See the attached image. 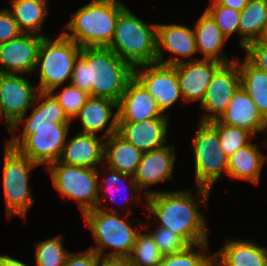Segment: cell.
Listing matches in <instances>:
<instances>
[{"mask_svg":"<svg viewBox=\"0 0 267 266\" xmlns=\"http://www.w3.org/2000/svg\"><path fill=\"white\" fill-rule=\"evenodd\" d=\"M162 48L174 55L164 60ZM195 53L197 44L193 29L179 24H157V63L176 65L185 61L183 57L195 61Z\"/></svg>","mask_w":267,"mask_h":266,"instance_id":"15","label":"cell"},{"mask_svg":"<svg viewBox=\"0 0 267 266\" xmlns=\"http://www.w3.org/2000/svg\"><path fill=\"white\" fill-rule=\"evenodd\" d=\"M38 93V88L21 74L0 73V113L9 131L20 117L26 116Z\"/></svg>","mask_w":267,"mask_h":266,"instance_id":"13","label":"cell"},{"mask_svg":"<svg viewBox=\"0 0 267 266\" xmlns=\"http://www.w3.org/2000/svg\"><path fill=\"white\" fill-rule=\"evenodd\" d=\"M5 145L2 184L7 217L12 218L18 215L25 218L28 209L35 201L31 194V187H29V173L39 165L16 149Z\"/></svg>","mask_w":267,"mask_h":266,"instance_id":"9","label":"cell"},{"mask_svg":"<svg viewBox=\"0 0 267 266\" xmlns=\"http://www.w3.org/2000/svg\"><path fill=\"white\" fill-rule=\"evenodd\" d=\"M45 35L22 33L0 44V73L24 74L35 71L39 48Z\"/></svg>","mask_w":267,"mask_h":266,"instance_id":"14","label":"cell"},{"mask_svg":"<svg viewBox=\"0 0 267 266\" xmlns=\"http://www.w3.org/2000/svg\"><path fill=\"white\" fill-rule=\"evenodd\" d=\"M98 266H130L127 259L101 258Z\"/></svg>","mask_w":267,"mask_h":266,"instance_id":"43","label":"cell"},{"mask_svg":"<svg viewBox=\"0 0 267 266\" xmlns=\"http://www.w3.org/2000/svg\"><path fill=\"white\" fill-rule=\"evenodd\" d=\"M133 76L155 99L163 114L177 102V99L183 100L175 65L160 63L140 65L133 68Z\"/></svg>","mask_w":267,"mask_h":266,"instance_id":"11","label":"cell"},{"mask_svg":"<svg viewBox=\"0 0 267 266\" xmlns=\"http://www.w3.org/2000/svg\"><path fill=\"white\" fill-rule=\"evenodd\" d=\"M168 116L142 122H118V133L142 153L159 149L167 144Z\"/></svg>","mask_w":267,"mask_h":266,"instance_id":"19","label":"cell"},{"mask_svg":"<svg viewBox=\"0 0 267 266\" xmlns=\"http://www.w3.org/2000/svg\"><path fill=\"white\" fill-rule=\"evenodd\" d=\"M240 13L239 44L245 49L260 38L267 25V0H249Z\"/></svg>","mask_w":267,"mask_h":266,"instance_id":"28","label":"cell"},{"mask_svg":"<svg viewBox=\"0 0 267 266\" xmlns=\"http://www.w3.org/2000/svg\"><path fill=\"white\" fill-rule=\"evenodd\" d=\"M208 123L217 131L221 148L228 157L248 145L254 137L252 133L245 129L225 125L217 119Z\"/></svg>","mask_w":267,"mask_h":266,"instance_id":"31","label":"cell"},{"mask_svg":"<svg viewBox=\"0 0 267 266\" xmlns=\"http://www.w3.org/2000/svg\"><path fill=\"white\" fill-rule=\"evenodd\" d=\"M11 12L23 33L39 34L45 16L48 15L47 0H11Z\"/></svg>","mask_w":267,"mask_h":266,"instance_id":"29","label":"cell"},{"mask_svg":"<svg viewBox=\"0 0 267 266\" xmlns=\"http://www.w3.org/2000/svg\"><path fill=\"white\" fill-rule=\"evenodd\" d=\"M194 246L195 248L198 247V251L196 250L194 252ZM208 246V242H201L187 246L178 253L165 255L162 258L160 266H214L213 255L204 253L208 249Z\"/></svg>","mask_w":267,"mask_h":266,"instance_id":"32","label":"cell"},{"mask_svg":"<svg viewBox=\"0 0 267 266\" xmlns=\"http://www.w3.org/2000/svg\"><path fill=\"white\" fill-rule=\"evenodd\" d=\"M0 266H29V265L11 256L0 255Z\"/></svg>","mask_w":267,"mask_h":266,"instance_id":"44","label":"cell"},{"mask_svg":"<svg viewBox=\"0 0 267 266\" xmlns=\"http://www.w3.org/2000/svg\"><path fill=\"white\" fill-rule=\"evenodd\" d=\"M245 57L257 68L267 72V46L258 41L251 42L245 48Z\"/></svg>","mask_w":267,"mask_h":266,"instance_id":"40","label":"cell"},{"mask_svg":"<svg viewBox=\"0 0 267 266\" xmlns=\"http://www.w3.org/2000/svg\"><path fill=\"white\" fill-rule=\"evenodd\" d=\"M22 33L8 8L0 10V44L15 39Z\"/></svg>","mask_w":267,"mask_h":266,"instance_id":"39","label":"cell"},{"mask_svg":"<svg viewBox=\"0 0 267 266\" xmlns=\"http://www.w3.org/2000/svg\"><path fill=\"white\" fill-rule=\"evenodd\" d=\"M214 266H267V248L250 240H227L213 254Z\"/></svg>","mask_w":267,"mask_h":266,"instance_id":"23","label":"cell"},{"mask_svg":"<svg viewBox=\"0 0 267 266\" xmlns=\"http://www.w3.org/2000/svg\"><path fill=\"white\" fill-rule=\"evenodd\" d=\"M52 184L63 197L75 200L82 215L102 205L98 191V173L101 168H84L56 161L47 166ZM99 171V172H98Z\"/></svg>","mask_w":267,"mask_h":266,"instance_id":"8","label":"cell"},{"mask_svg":"<svg viewBox=\"0 0 267 266\" xmlns=\"http://www.w3.org/2000/svg\"><path fill=\"white\" fill-rule=\"evenodd\" d=\"M117 114L118 122H142L164 115L155 99L134 76L117 102Z\"/></svg>","mask_w":267,"mask_h":266,"instance_id":"18","label":"cell"},{"mask_svg":"<svg viewBox=\"0 0 267 266\" xmlns=\"http://www.w3.org/2000/svg\"><path fill=\"white\" fill-rule=\"evenodd\" d=\"M215 1L221 6H226L241 12L243 8L248 4L249 0H215Z\"/></svg>","mask_w":267,"mask_h":266,"instance_id":"42","label":"cell"},{"mask_svg":"<svg viewBox=\"0 0 267 266\" xmlns=\"http://www.w3.org/2000/svg\"><path fill=\"white\" fill-rule=\"evenodd\" d=\"M163 255L150 233L139 231L135 244L126 258L130 266H160Z\"/></svg>","mask_w":267,"mask_h":266,"instance_id":"30","label":"cell"},{"mask_svg":"<svg viewBox=\"0 0 267 266\" xmlns=\"http://www.w3.org/2000/svg\"><path fill=\"white\" fill-rule=\"evenodd\" d=\"M217 120L225 125L245 129L253 135L267 128V121L258 112L252 98L241 86L234 93L226 111Z\"/></svg>","mask_w":267,"mask_h":266,"instance_id":"21","label":"cell"},{"mask_svg":"<svg viewBox=\"0 0 267 266\" xmlns=\"http://www.w3.org/2000/svg\"><path fill=\"white\" fill-rule=\"evenodd\" d=\"M163 256L178 253L188 245L170 229L157 226L152 232L149 231Z\"/></svg>","mask_w":267,"mask_h":266,"instance_id":"37","label":"cell"},{"mask_svg":"<svg viewBox=\"0 0 267 266\" xmlns=\"http://www.w3.org/2000/svg\"><path fill=\"white\" fill-rule=\"evenodd\" d=\"M215 60L198 59L176 64V73L183 101L203 100L214 73L222 66Z\"/></svg>","mask_w":267,"mask_h":266,"instance_id":"16","label":"cell"},{"mask_svg":"<svg viewBox=\"0 0 267 266\" xmlns=\"http://www.w3.org/2000/svg\"><path fill=\"white\" fill-rule=\"evenodd\" d=\"M101 257L88 249L81 253H69L64 266H98Z\"/></svg>","mask_w":267,"mask_h":266,"instance_id":"41","label":"cell"},{"mask_svg":"<svg viewBox=\"0 0 267 266\" xmlns=\"http://www.w3.org/2000/svg\"><path fill=\"white\" fill-rule=\"evenodd\" d=\"M132 77L133 68L108 47H84L70 83L92 97L118 102Z\"/></svg>","mask_w":267,"mask_h":266,"instance_id":"1","label":"cell"},{"mask_svg":"<svg viewBox=\"0 0 267 266\" xmlns=\"http://www.w3.org/2000/svg\"><path fill=\"white\" fill-rule=\"evenodd\" d=\"M62 91L53 96L63 108L67 117L72 121L79 113L82 106L90 97L89 93L69 83Z\"/></svg>","mask_w":267,"mask_h":266,"instance_id":"36","label":"cell"},{"mask_svg":"<svg viewBox=\"0 0 267 266\" xmlns=\"http://www.w3.org/2000/svg\"><path fill=\"white\" fill-rule=\"evenodd\" d=\"M241 86L238 63L223 64L213 75L200 106L207 113L201 116L200 122H210L223 114Z\"/></svg>","mask_w":267,"mask_h":266,"instance_id":"12","label":"cell"},{"mask_svg":"<svg viewBox=\"0 0 267 266\" xmlns=\"http://www.w3.org/2000/svg\"><path fill=\"white\" fill-rule=\"evenodd\" d=\"M32 107L34 109L29 117H20L10 128L11 134H14L20 123L26 120L20 136L12 137L6 144L36 164L48 166L59 161L71 123H52L44 118L42 91H39Z\"/></svg>","mask_w":267,"mask_h":266,"instance_id":"3","label":"cell"},{"mask_svg":"<svg viewBox=\"0 0 267 266\" xmlns=\"http://www.w3.org/2000/svg\"><path fill=\"white\" fill-rule=\"evenodd\" d=\"M197 52L203 53L205 60H215L222 64L235 61L237 57L233 56L231 60L220 54L227 38L216 25L215 21L204 11L199 17L194 27ZM225 56V57H224Z\"/></svg>","mask_w":267,"mask_h":266,"instance_id":"24","label":"cell"},{"mask_svg":"<svg viewBox=\"0 0 267 266\" xmlns=\"http://www.w3.org/2000/svg\"><path fill=\"white\" fill-rule=\"evenodd\" d=\"M62 243V235L38 242L35 246L36 266H64L70 252L63 248Z\"/></svg>","mask_w":267,"mask_h":266,"instance_id":"33","label":"cell"},{"mask_svg":"<svg viewBox=\"0 0 267 266\" xmlns=\"http://www.w3.org/2000/svg\"><path fill=\"white\" fill-rule=\"evenodd\" d=\"M193 153L197 187L212 190L222 173L227 175L228 156L221 148L217 131L208 122H198Z\"/></svg>","mask_w":267,"mask_h":266,"instance_id":"10","label":"cell"},{"mask_svg":"<svg viewBox=\"0 0 267 266\" xmlns=\"http://www.w3.org/2000/svg\"><path fill=\"white\" fill-rule=\"evenodd\" d=\"M126 8L119 0H92L73 14L62 32L81 48L107 47L114 36L116 22Z\"/></svg>","mask_w":267,"mask_h":266,"instance_id":"4","label":"cell"},{"mask_svg":"<svg viewBox=\"0 0 267 266\" xmlns=\"http://www.w3.org/2000/svg\"><path fill=\"white\" fill-rule=\"evenodd\" d=\"M104 170H107V172H109L107 174V177H102L99 175L98 173V191L102 192L103 195L104 193L106 194H110L108 197L111 199V203H115L117 201V191L121 188V189H124V193H127V188L129 189H132L133 190V193H135L137 190H141L139 188V186L137 185L135 179L133 176H130V175H126V174H122L118 171H114V170H111L109 168H105L104 166ZM110 175V176H109ZM128 178V180L130 181H126V179ZM129 182L130 183V186L131 187H128V186H123L124 184L123 183H126V182ZM119 183H120V186H119ZM121 184H123V188L121 186ZM120 189V190H121ZM120 195V194H119ZM119 199V198H118ZM117 203V202H116Z\"/></svg>","mask_w":267,"mask_h":266,"instance_id":"35","label":"cell"},{"mask_svg":"<svg viewBox=\"0 0 267 266\" xmlns=\"http://www.w3.org/2000/svg\"><path fill=\"white\" fill-rule=\"evenodd\" d=\"M43 116L52 123H71L51 92H43Z\"/></svg>","mask_w":267,"mask_h":266,"instance_id":"38","label":"cell"},{"mask_svg":"<svg viewBox=\"0 0 267 266\" xmlns=\"http://www.w3.org/2000/svg\"><path fill=\"white\" fill-rule=\"evenodd\" d=\"M260 44L266 45L267 46V25L265 29L262 31V34L260 38L257 40Z\"/></svg>","mask_w":267,"mask_h":266,"instance_id":"45","label":"cell"},{"mask_svg":"<svg viewBox=\"0 0 267 266\" xmlns=\"http://www.w3.org/2000/svg\"><path fill=\"white\" fill-rule=\"evenodd\" d=\"M105 206L96 205L95 209L83 214L96 244L90 249L101 258L126 259L135 244L138 229L131 227L124 217H119L116 209ZM105 248L113 250L105 254Z\"/></svg>","mask_w":267,"mask_h":266,"instance_id":"6","label":"cell"},{"mask_svg":"<svg viewBox=\"0 0 267 266\" xmlns=\"http://www.w3.org/2000/svg\"><path fill=\"white\" fill-rule=\"evenodd\" d=\"M107 47L132 68L157 63V24L149 25L125 8Z\"/></svg>","mask_w":267,"mask_h":266,"instance_id":"5","label":"cell"},{"mask_svg":"<svg viewBox=\"0 0 267 266\" xmlns=\"http://www.w3.org/2000/svg\"><path fill=\"white\" fill-rule=\"evenodd\" d=\"M175 162V146L166 145L162 148L144 152L134 174L139 188L144 190L146 197L154 191L147 190L153 184L174 179L172 176Z\"/></svg>","mask_w":267,"mask_h":266,"instance_id":"17","label":"cell"},{"mask_svg":"<svg viewBox=\"0 0 267 266\" xmlns=\"http://www.w3.org/2000/svg\"><path fill=\"white\" fill-rule=\"evenodd\" d=\"M81 49L63 33L53 41L47 36L43 37L35 68V71L39 70L38 90L53 93L65 81L68 80L69 84Z\"/></svg>","mask_w":267,"mask_h":266,"instance_id":"7","label":"cell"},{"mask_svg":"<svg viewBox=\"0 0 267 266\" xmlns=\"http://www.w3.org/2000/svg\"><path fill=\"white\" fill-rule=\"evenodd\" d=\"M205 11L215 21L227 40L233 33L239 34L240 11L221 6L215 0H211L210 6Z\"/></svg>","mask_w":267,"mask_h":266,"instance_id":"34","label":"cell"},{"mask_svg":"<svg viewBox=\"0 0 267 266\" xmlns=\"http://www.w3.org/2000/svg\"><path fill=\"white\" fill-rule=\"evenodd\" d=\"M238 63L241 87L255 103L258 112L267 121V72L254 66L246 57Z\"/></svg>","mask_w":267,"mask_h":266,"instance_id":"27","label":"cell"},{"mask_svg":"<svg viewBox=\"0 0 267 266\" xmlns=\"http://www.w3.org/2000/svg\"><path fill=\"white\" fill-rule=\"evenodd\" d=\"M210 191L197 187L199 200H195L190 190L154 191L146 197L148 216L153 214L160 220L159 226L170 229L188 246L208 242L206 221L198 206L200 202L208 201Z\"/></svg>","mask_w":267,"mask_h":266,"instance_id":"2","label":"cell"},{"mask_svg":"<svg viewBox=\"0 0 267 266\" xmlns=\"http://www.w3.org/2000/svg\"><path fill=\"white\" fill-rule=\"evenodd\" d=\"M266 156L252 141L228 157L227 175L258 184Z\"/></svg>","mask_w":267,"mask_h":266,"instance_id":"26","label":"cell"},{"mask_svg":"<svg viewBox=\"0 0 267 266\" xmlns=\"http://www.w3.org/2000/svg\"><path fill=\"white\" fill-rule=\"evenodd\" d=\"M117 102L106 98L90 96L75 116L80 119L84 134L97 135L98 131H105L103 139H107L113 133L118 132ZM111 120V122H109ZM109 125L106 127V125Z\"/></svg>","mask_w":267,"mask_h":266,"instance_id":"20","label":"cell"},{"mask_svg":"<svg viewBox=\"0 0 267 266\" xmlns=\"http://www.w3.org/2000/svg\"><path fill=\"white\" fill-rule=\"evenodd\" d=\"M142 154L118 132L105 139L104 161L107 163L106 168L134 176Z\"/></svg>","mask_w":267,"mask_h":266,"instance_id":"25","label":"cell"},{"mask_svg":"<svg viewBox=\"0 0 267 266\" xmlns=\"http://www.w3.org/2000/svg\"><path fill=\"white\" fill-rule=\"evenodd\" d=\"M105 139H100L94 134L78 133L67 139L60 162L84 168H97L104 160ZM96 166V167H95Z\"/></svg>","mask_w":267,"mask_h":266,"instance_id":"22","label":"cell"}]
</instances>
